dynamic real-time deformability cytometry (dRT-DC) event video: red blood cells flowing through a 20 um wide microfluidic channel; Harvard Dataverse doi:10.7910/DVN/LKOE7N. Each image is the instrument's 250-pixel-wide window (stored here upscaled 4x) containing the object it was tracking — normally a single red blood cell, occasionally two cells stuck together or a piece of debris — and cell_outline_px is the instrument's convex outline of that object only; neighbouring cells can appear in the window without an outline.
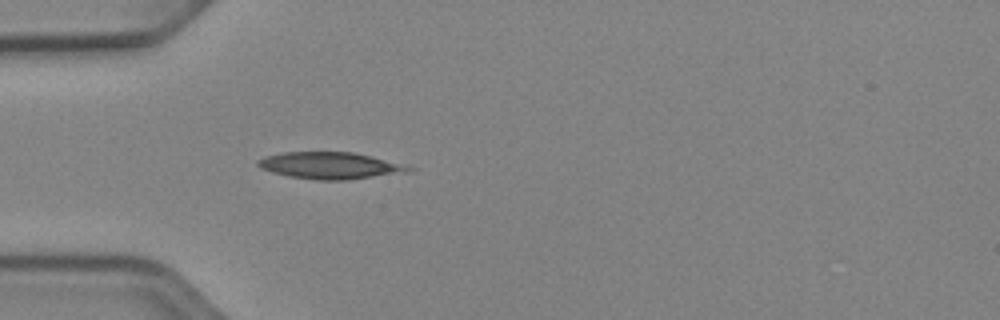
{"species": "Egyptian fruit bat (a non-hibernating species)", "species_latin": "Rousettus aegyptiacus", "temperature_condition": "cold", "stored_images_in_passage": 18, "camera_frame_rate_fps": 3000, "um_per_image_px": 0.085, "animal": {"sex": "female"}, "frame": {"image": 1, "passage_image": 15, "time_ms": 4.667, "image_size_px": [1000, 320], "cell_outline_px": [[416, 168], [412, 172], [344, 180], [316, 180], [288, 176], [272, 172], [260, 168], [256, 164], [256, 160], [264, 156], [284, 152], [352, 152], [408, 164]], "centroid_in_image_um": [28.11, 14.07], "position_along_channel_um": 56.9, "area_um2": 23.87}}